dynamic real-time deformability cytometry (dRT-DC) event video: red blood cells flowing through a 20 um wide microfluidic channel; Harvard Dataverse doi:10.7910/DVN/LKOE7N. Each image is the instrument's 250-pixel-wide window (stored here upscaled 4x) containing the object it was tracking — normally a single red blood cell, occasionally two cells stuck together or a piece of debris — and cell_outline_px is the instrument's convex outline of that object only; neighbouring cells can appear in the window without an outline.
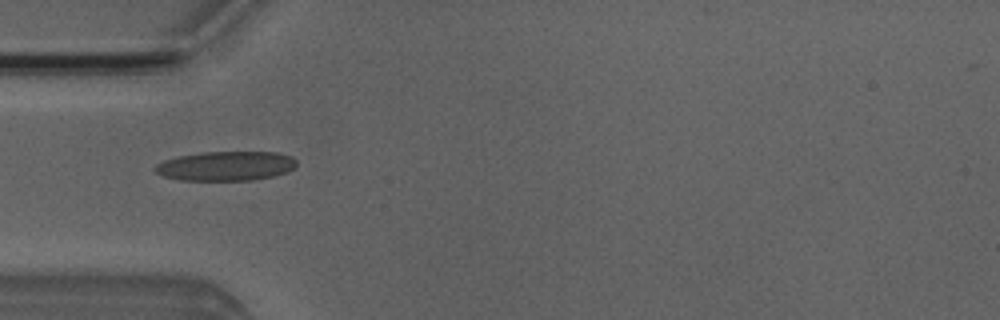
{"species": "Egyptian fruit bat (a non-hibernating species)", "species_latin": "Rousettus aegyptiacus", "temperature_condition": "room temperature", "stored_images_in_passage": 7, "camera_frame_rate_fps": 3000, "um_per_image_px": 0.085, "animal": {"sex": "male"}, "frame": {"image": 1, "passage_image": 4, "time_ms": 3.667, "image_size_px": [1000, 320], "cell_outline_px": [[296, 164], [288, 172], [272, 176], [252, 180], [180, 180], [164, 176], [156, 172], [152, 168], [156, 164], [164, 160], [180, 156], [200, 152], [280, 152], [292, 156], [296, 160]], "centroid_in_image_um": [19.2, 14.1], "position_along_channel_um": 65.8, "area_um2": 24.28}}
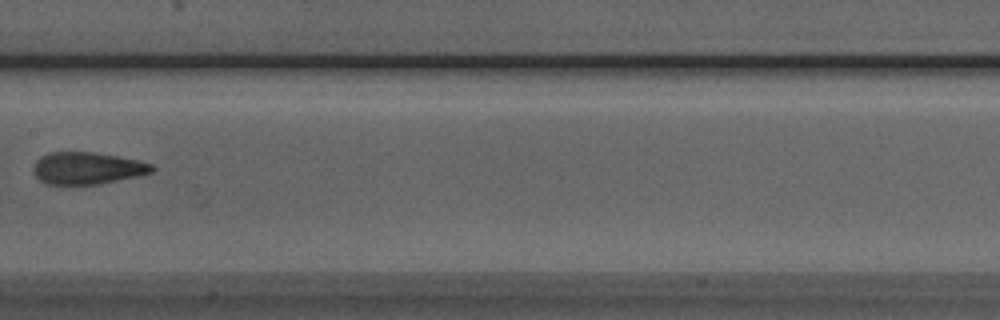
{"frame": {"image": 2, "passage_image": 7, "time_ms": 7.0, "image_size_px": [1000, 320], "cell_outline_px": [[156, 168], [152, 172], [140, 176], [100, 184], [44, 184], [32, 172], [32, 168], [36, 160], [40, 156], [48, 152], [96, 152], [136, 160], [152, 164]], "centroid_in_image_um": [7.39, 14.3], "position_along_channel_um": 200.0, "area_um2": 22.37}}